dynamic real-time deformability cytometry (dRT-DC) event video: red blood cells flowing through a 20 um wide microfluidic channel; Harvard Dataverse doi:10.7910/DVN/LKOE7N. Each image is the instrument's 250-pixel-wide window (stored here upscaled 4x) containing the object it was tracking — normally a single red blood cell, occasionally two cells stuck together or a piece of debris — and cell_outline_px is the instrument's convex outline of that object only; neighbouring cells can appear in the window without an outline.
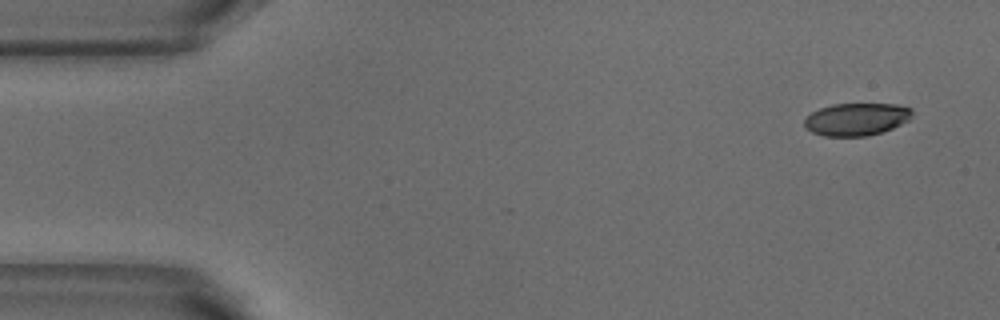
{"species": "common noctule bat (a hibernating species)", "species_latin": "Nyctalus noctula", "temperature_condition": "warm", "stored_images_in_passage": 4, "camera_frame_rate_fps": 3000, "um_per_image_px": 0.085, "animal": {"sex": "male", "body_mass_g": 18.8}, "frame": {"image": 1, "passage_image": 1, "time_ms": 0.0, "image_size_px": [1000, 320], "cell_outline_px": [[912, 116], [908, 120], [892, 128], [868, 136], [824, 136], [812, 132], [804, 124], [804, 116], [820, 108], [832, 104], [896, 104], [912, 108]], "centroid_in_image_um": [72.78, 10.13], "position_along_channel_um": 12.2, "area_um2": 20.4}}
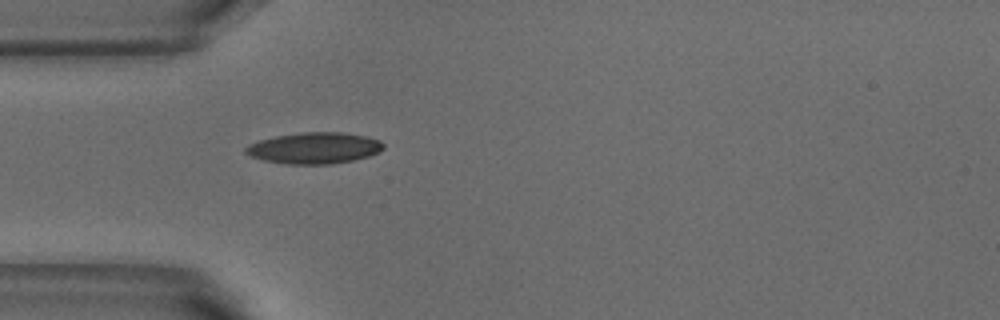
{"frame": {"image": 2, "passage_image": 4, "time_ms": 1.0, "image_size_px": [1000, 320], "cell_outline_px": [[384, 148], [368, 156], [352, 160], [332, 164], [288, 164], [264, 160], [252, 156], [244, 152], [244, 148], [248, 144], [260, 140], [276, 136], [300, 132], [340, 132], [368, 136], [380, 140], [384, 144]], "centroid_in_image_um": [26.71, 12.57], "position_along_channel_um": 58.3, "area_um2": 25.03}}